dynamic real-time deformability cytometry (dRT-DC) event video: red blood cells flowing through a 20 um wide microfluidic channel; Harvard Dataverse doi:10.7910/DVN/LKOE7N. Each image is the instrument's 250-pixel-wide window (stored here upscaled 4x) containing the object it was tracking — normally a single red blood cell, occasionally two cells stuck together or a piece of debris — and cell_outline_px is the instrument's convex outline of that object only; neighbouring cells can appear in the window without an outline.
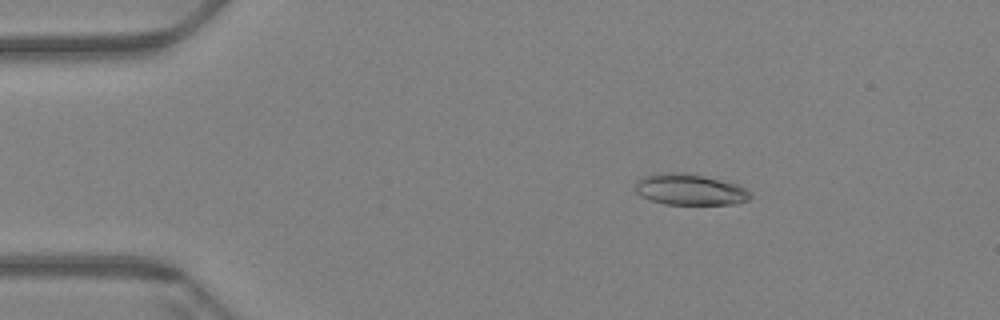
{"species": "Egyptian fruit bat (a non-hibernating species)", "species_latin": "Rousettus aegyptiacus", "temperature_condition": "warm", "stored_images_in_passage": 61, "camera_frame_rate_fps": 3000, "um_per_image_px": 0.085, "animal": {"sex": "female"}, "frame": {"image": 1, "passage_image": 11, "time_ms": 3.333, "image_size_px": [1000, 320], "cell_outline_px": [[752, 196], [748, 200], [736, 204], [664, 204], [640, 196], [636, 192], [636, 180], [644, 176], [664, 172], [680, 172], [704, 176], [736, 184], [752, 192]], "centroid_in_image_um": [58.64, 16.11], "position_along_channel_um": 26.4, "area_um2": 20.81}}
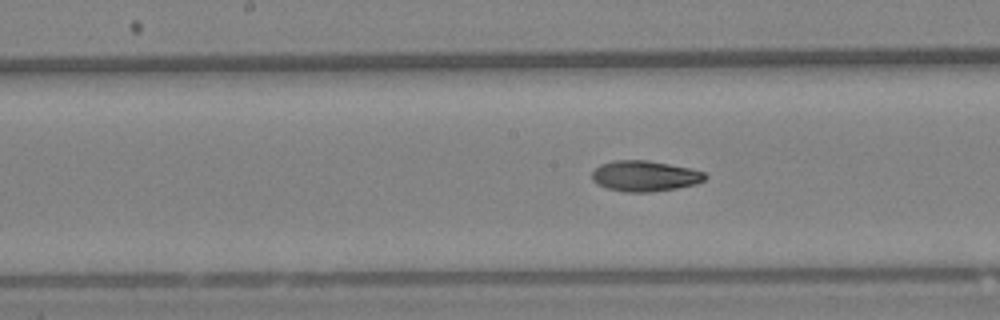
{"frame": {"image": 2, "passage_image": 32, "time_ms": 10.333, "image_size_px": [1000, 320], "cell_outline_px": [[708, 176], [704, 180], [696, 184], [676, 188], [652, 192], [624, 192], [608, 188], [596, 184], [592, 180], [592, 172], [600, 164], [616, 160], [648, 160], [688, 168], [704, 172]], "centroid_in_image_um": [54.79, 14.96], "position_along_channel_um": 193.4, "area_um2": 20.17}}
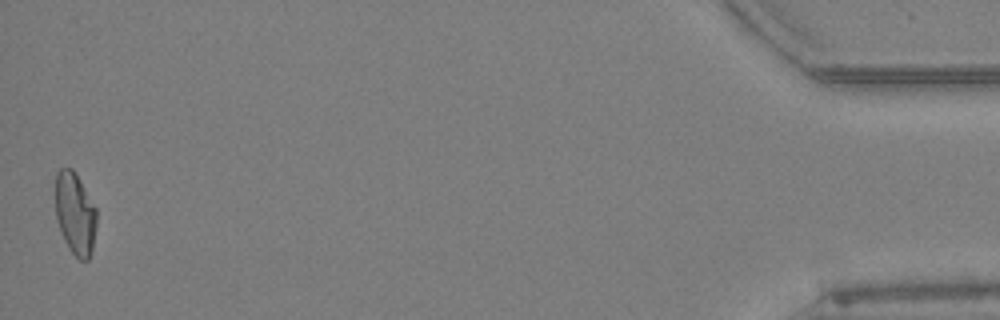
{"frame": {"image": 3, "passage_image": 61, "time_ms": 20.0, "image_size_px": [1000, 320], "cell_outline_px": [[96, 224], [92, 252], [88, 260], [80, 260], [68, 248], [60, 232], [56, 220], [56, 172], [60, 168], [72, 168], [96, 208]], "centroid_in_image_um": [6.38, 18.18], "position_along_channel_um": 428.8, "area_um2": 19.65}, "authors_computed_cell_mechanics": {"area_um2": 19.941, "velocity_mm_per_s": 3.4008, "shape_relaxation_time_tau1_ms": null, "shape_relaxation_time_tau2_ms": 2.8092, "deformation_change_tau1": null, "deformation_change_tau2": 0.0828}}